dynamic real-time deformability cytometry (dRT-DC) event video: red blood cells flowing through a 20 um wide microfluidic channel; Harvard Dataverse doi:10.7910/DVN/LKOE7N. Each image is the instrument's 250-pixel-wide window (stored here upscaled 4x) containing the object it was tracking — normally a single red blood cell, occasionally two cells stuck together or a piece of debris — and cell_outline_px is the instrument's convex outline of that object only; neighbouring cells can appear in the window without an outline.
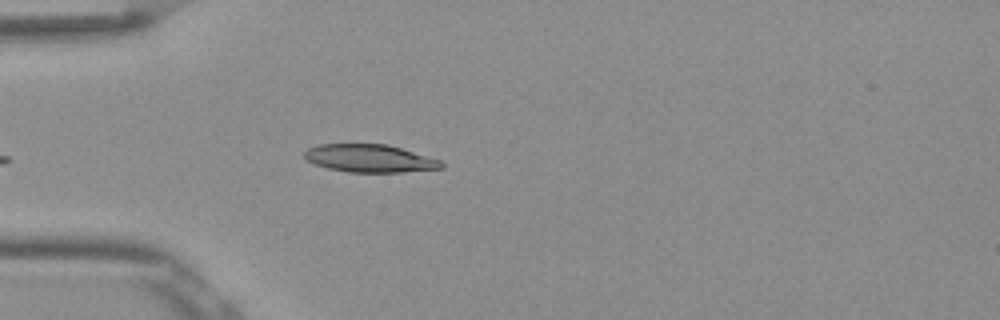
{"species": "Egyptian fruit bat (a non-hibernating species)", "species_latin": "Rousettus aegyptiacus", "temperature_condition": "room temperature", "stored_images_in_passage": 38, "camera_frame_rate_fps": 3000, "um_per_image_px": 0.085, "frame": {"image": 1, "passage_image": 3, "time_ms": 0.667, "image_size_px": [1000, 320], "cell_outline_px": [[444, 168], [400, 172], [348, 172], [328, 168], [316, 164], [308, 160], [304, 156], [304, 152], [308, 148], [320, 144], [388, 144], [440, 160], [444, 164]], "centroid_in_image_um": [31.43, 13.46], "position_along_channel_um": 53.6, "area_um2": 22.02}}
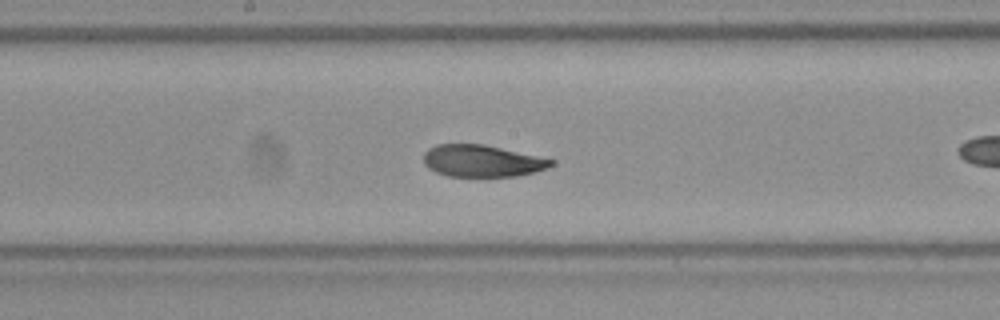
{"frame": {"image": 2, "passage_image": 12, "time_ms": 3.667, "image_size_px": [1000, 320], "cell_outline_px": [[556, 164], [532, 172], [516, 176], [448, 176], [436, 172], [428, 168], [424, 164], [424, 152], [428, 148], [436, 144], [484, 144], [556, 160]], "centroid_in_image_um": [40.95, 13.67], "position_along_channel_um": 207.3, "area_um2": 23.64}}
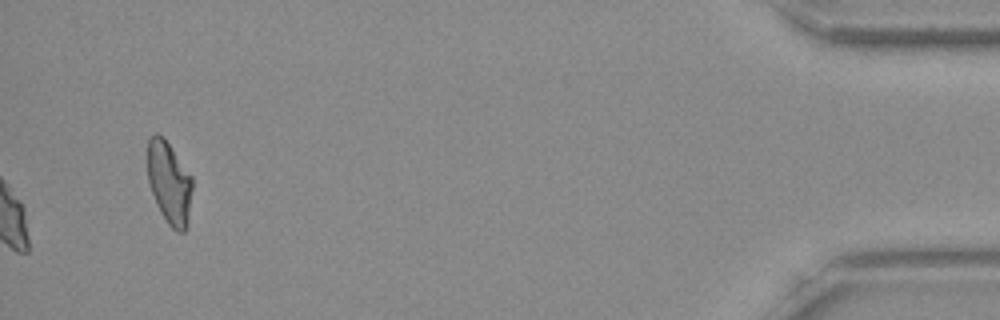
{"frame": {"image": 3, "passage_image": 38, "time_ms": 12.333, "image_size_px": [1000, 320], "cell_outline_px": [[192, 188], [188, 224], [184, 232], [176, 232], [168, 224], [160, 212], [156, 204], [148, 180], [148, 140], [156, 132], [164, 136], [192, 176]], "centroid_in_image_um": [14.4, 15.53], "position_along_channel_um": 420.8, "area_um2": 21.68}, "authors_computed_cell_mechanics": {"area_um2": 24.7095, "velocity_mm_per_s": 3.8414, "shape_relaxation_time_tau1_ms": 4.1969, "shape_relaxation_time_tau2_ms": 2.2862, "deformation_change_tau1": 0.1255, "deformation_change_tau2": 0.0436}}